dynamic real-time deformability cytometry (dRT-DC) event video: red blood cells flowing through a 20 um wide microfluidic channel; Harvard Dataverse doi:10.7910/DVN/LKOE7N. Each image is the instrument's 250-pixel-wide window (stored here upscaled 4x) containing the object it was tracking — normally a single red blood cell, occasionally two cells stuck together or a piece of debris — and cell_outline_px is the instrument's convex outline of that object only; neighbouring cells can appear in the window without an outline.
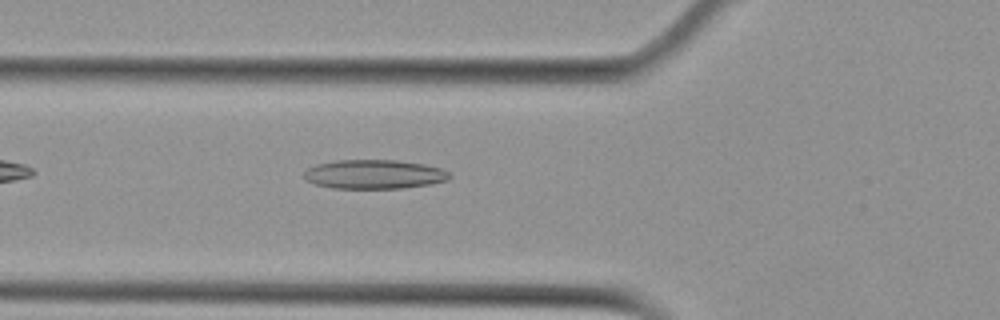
{"species": "Egyptian fruit bat (a non-hibernating species)", "species_latin": "Rousettus aegyptiacus", "temperature_condition": "cold", "stored_images_in_passage": 39, "camera_frame_rate_fps": 3000, "um_per_image_px": 0.085, "animal": {"sex": "female"}, "frame": {"image": 1, "passage_image": 5, "time_ms": 1.333, "image_size_px": [1000, 320], "cell_outline_px": [[452, 176], [448, 180], [432, 184], [404, 188], [332, 188], [316, 184], [304, 180], [304, 172], [308, 168], [316, 164], [336, 160], [396, 160], [424, 164], [440, 168], [448, 172]], "centroid_in_image_um": [31.81, 14.81], "position_along_channel_um": 94.0, "area_um2": 24.8}}
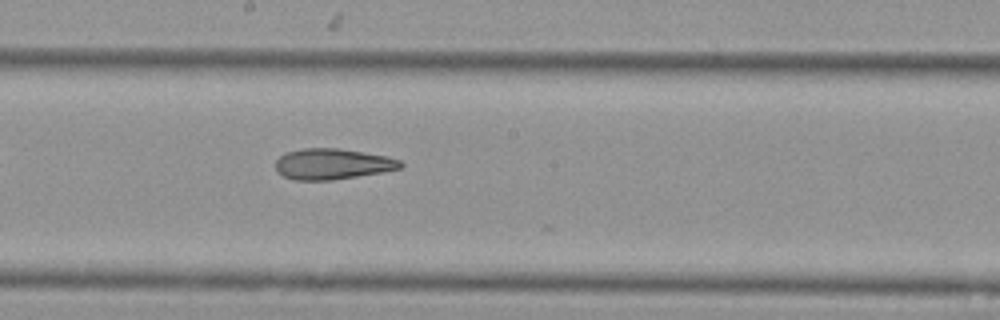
{"frame": {"image": 2, "passage_image": 15, "time_ms": 4.667, "image_size_px": [1000, 320], "cell_outline_px": [[404, 164], [400, 168], [384, 172], [332, 180], [292, 180], [276, 172], [276, 160], [280, 156], [288, 152], [304, 148], [336, 148], [388, 156], [400, 160]], "centroid_in_image_um": [28.26, 13.95], "position_along_channel_um": 219.9, "area_um2": 22.43}}
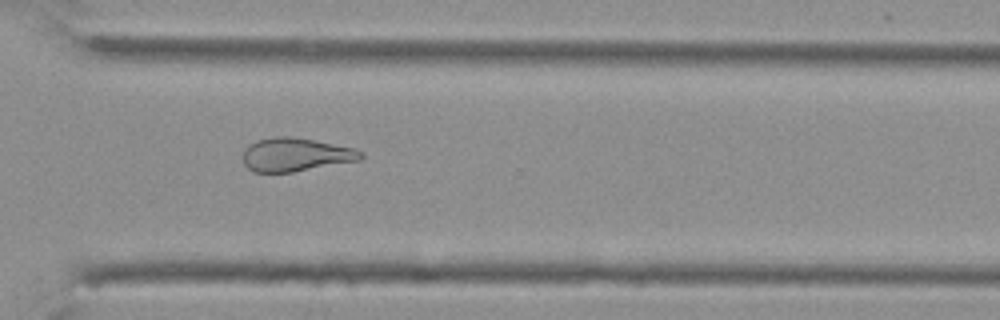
{"frame": {"image": 3, "passage_image": 25, "time_ms": 8.0, "image_size_px": [1000, 320], "cell_outline_px": [[364, 156], [360, 160], [292, 172], [252, 172], [244, 164], [244, 148], [248, 144], [256, 140], [276, 136], [288, 136], [312, 140], [352, 148], [364, 152]], "centroid_in_image_um": [25.1, 13.15], "position_along_channel_um": 345.5, "area_um2": 22.83}, "authors_computed_cell_mechanics": {"area_um2": 23.5824, "velocity_mm_per_s": 3.7664, "shape_relaxation_time_tau1_ms": null, "shape_relaxation_time_tau2_ms": 5.6328, "deformation_change_tau1": null, "deformation_change_tau2": 0.1535}}